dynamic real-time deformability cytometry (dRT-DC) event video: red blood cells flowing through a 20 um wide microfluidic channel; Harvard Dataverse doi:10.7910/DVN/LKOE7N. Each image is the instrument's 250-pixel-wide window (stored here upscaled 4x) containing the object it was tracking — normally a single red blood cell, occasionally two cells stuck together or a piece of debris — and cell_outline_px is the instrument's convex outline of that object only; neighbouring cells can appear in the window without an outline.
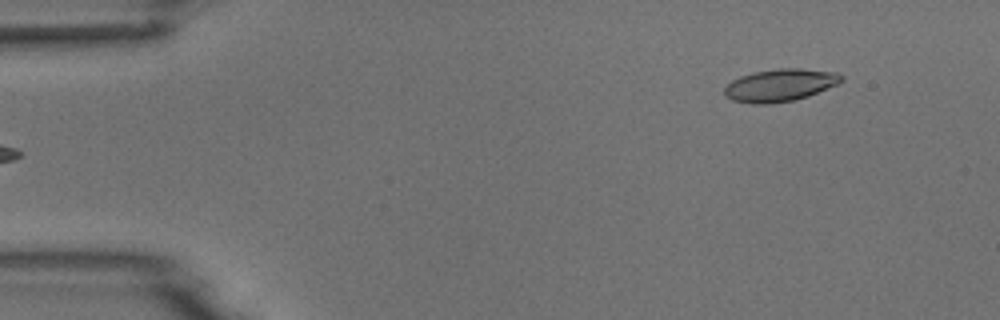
{"species": "common noctule bat (a hibernating species)", "species_latin": "Nyctalus noctula", "temperature_condition": "room temperature", "stored_images_in_passage": 5, "segment_of_instrument_passage": [2, 2], "camera_frame_rate_fps": 3000, "um_per_image_px": 0.085, "animal": {"sex": "male", "body_mass_g": 18.8}, "frame": {"image": 1, "passage_image": 5, "time_ms": 4.667, "image_size_px": [1000, 320], "cell_outline_px": [[844, 80], [840, 84], [808, 96], [796, 100], [768, 104], [752, 104], [732, 100], [724, 96], [724, 88], [732, 80], [740, 76], [752, 72], [780, 68], [800, 68], [836, 72], [844, 76]], "centroid_in_image_um": [66.33, 7.24], "position_along_channel_um": 18.7, "area_um2": 22.48}}